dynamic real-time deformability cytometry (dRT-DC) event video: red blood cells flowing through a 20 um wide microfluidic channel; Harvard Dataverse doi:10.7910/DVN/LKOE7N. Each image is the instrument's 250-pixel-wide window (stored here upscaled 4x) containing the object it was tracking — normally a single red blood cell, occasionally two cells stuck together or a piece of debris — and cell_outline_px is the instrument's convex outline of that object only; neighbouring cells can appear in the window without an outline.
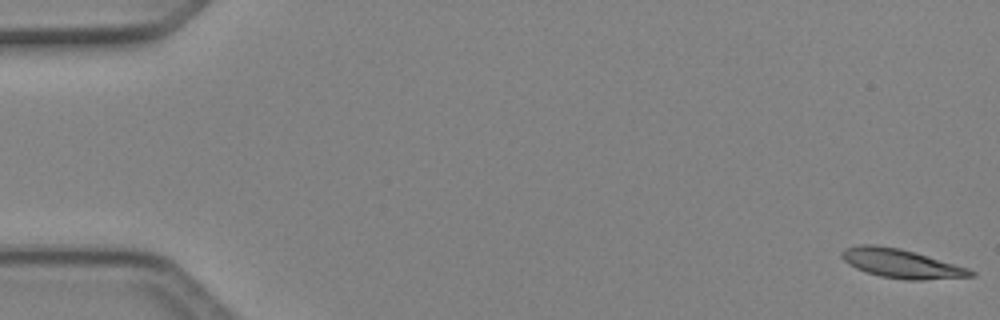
{"species": "Egyptian fruit bat (a non-hibernating species)", "species_latin": "Rousettus aegyptiacus", "temperature_condition": "cold", "stored_images_in_passage": 5, "camera_frame_rate_fps": 3000, "um_per_image_px": 0.085, "animal": {"sex": "female"}, "frame": {"image": 1, "passage_image": 1, "time_ms": 0.0, "image_size_px": [1000, 320], "cell_outline_px": [[976, 276], [924, 280], [904, 280], [880, 276], [856, 268], [848, 264], [840, 256], [840, 252], [844, 248], [860, 244], [876, 244], [900, 248], [916, 252], [968, 268], [976, 272]], "centroid_in_image_um": [76.6, 22.39], "position_along_channel_um": 8.4, "area_um2": 21.96}}
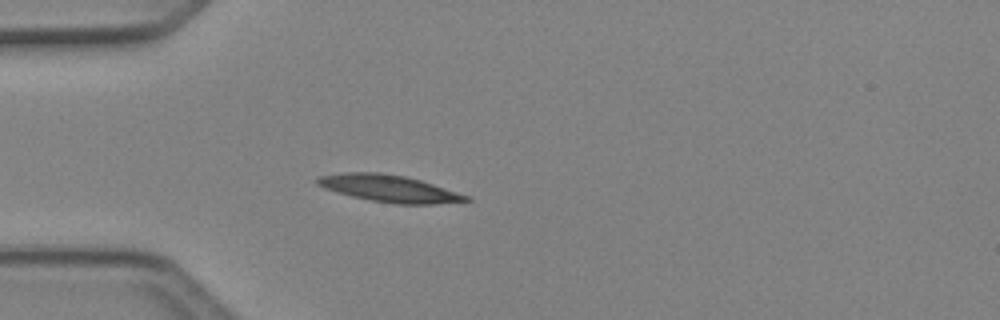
{"frame": {"image": 2, "passage_image": 5, "time_ms": 1.333, "image_size_px": [1000, 320], "cell_outline_px": [[472, 200], [436, 204], [396, 204], [372, 200], [352, 196], [336, 192], [324, 188], [316, 184], [316, 180], [320, 176], [344, 172], [380, 172], [404, 176], [420, 180], [472, 196]], "centroid_in_image_um": [33.11, 16.02], "position_along_channel_um": 51.9, "area_um2": 23.35}}